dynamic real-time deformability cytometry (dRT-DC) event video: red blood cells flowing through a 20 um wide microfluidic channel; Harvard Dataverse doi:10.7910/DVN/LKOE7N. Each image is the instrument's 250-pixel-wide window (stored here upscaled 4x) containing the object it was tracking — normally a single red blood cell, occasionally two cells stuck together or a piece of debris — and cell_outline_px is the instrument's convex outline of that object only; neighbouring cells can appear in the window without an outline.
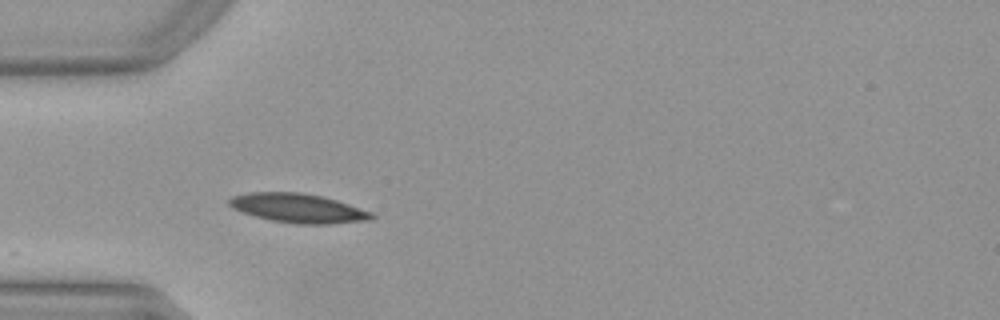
{"species": "Egyptian fruit bat (a non-hibernating species)", "species_latin": "Rousettus aegyptiacus", "temperature_condition": "warm", "stored_images_in_passage": 37, "camera_frame_rate_fps": 3000, "um_per_image_px": 0.085, "animal": {"sex": "female"}, "frame": {"image": 1, "passage_image": 1, "time_ms": 0.0, "image_size_px": [1000, 320], "cell_outline_px": [[376, 216], [372, 220], [328, 224], [296, 224], [272, 220], [256, 216], [232, 208], [228, 204], [228, 200], [232, 196], [248, 192], [300, 192], [324, 196], [372, 212]], "centroid_in_image_um": [25.36, 17.69], "position_along_channel_um": 59.6, "area_um2": 24.22}}
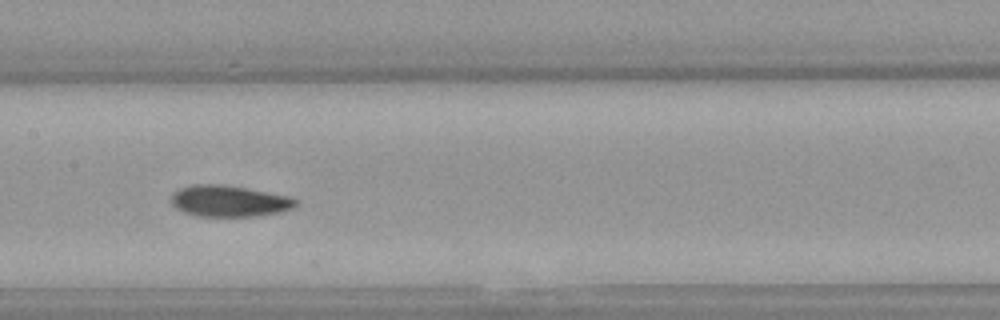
{"frame": {"image": 2, "passage_image": 11, "time_ms": 3.333, "image_size_px": [1000, 320], "cell_outline_px": [[300, 200], [292, 208], [280, 212], [260, 216], [200, 216], [184, 212], [176, 208], [172, 204], [172, 192], [180, 188], [192, 184], [220, 184], [292, 196]], "centroid_in_image_um": [19.5, 17.09], "position_along_channel_um": 187.9, "area_um2": 22.77}}
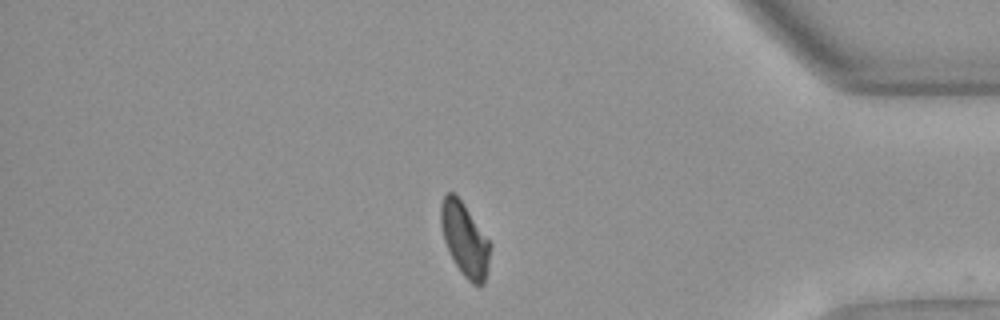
{"frame": {"image": 3, "passage_image": 29, "time_ms": 9.333, "image_size_px": [1000, 320], "cell_outline_px": [[492, 244], [484, 284], [472, 284], [460, 272], [444, 240], [440, 224], [440, 204], [444, 196], [448, 192], [452, 192], [460, 200]], "centroid_in_image_um": [39.5, 20.36], "position_along_channel_um": 395.7, "area_um2": 20.69}, "authors_computed_cell_mechanics": {"area_um2": 22.5998, "velocity_mm_per_s": 3.9645, "shape_relaxation_time_tau1_ms": 4.6562, "shape_relaxation_time_tau2_ms": 4.8993, "deformation_change_tau1": 0.1445, "deformation_change_tau2": 0.0885}}